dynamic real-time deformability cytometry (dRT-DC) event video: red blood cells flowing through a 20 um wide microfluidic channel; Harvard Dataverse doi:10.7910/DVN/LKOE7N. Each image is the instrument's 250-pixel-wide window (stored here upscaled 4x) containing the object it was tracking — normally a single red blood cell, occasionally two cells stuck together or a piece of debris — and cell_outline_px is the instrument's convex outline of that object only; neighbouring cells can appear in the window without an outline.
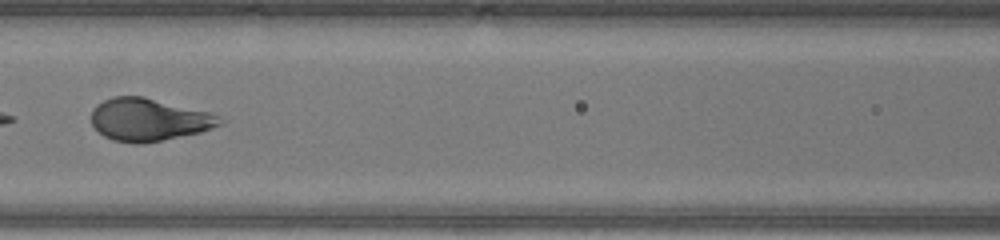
{"species": "human", "species_latin": "Homo sapiens", "temperature_condition": "warm", "stored_images_in_passage": 45, "segment_of_instrument_passage": [2, 2], "camera_frame_rate_fps": 3000, "um_per_image_px": 0.085, "donor": {"sex": "male"}, "frame": {"image": 1, "passage_image": 20, "time_ms": 6.333, "image_size_px": [1000, 240], "cell_outline_px": [[228, 120], [224, 124], [200, 132], [140, 144], [132, 144], [112, 140], [104, 136], [92, 124], [92, 108], [96, 104], [112, 96], [144, 96], [212, 112]], "centroid_in_image_um": [12.7, 10.15], "position_along_channel_um": 153.9, "area_um2": 32.31}}
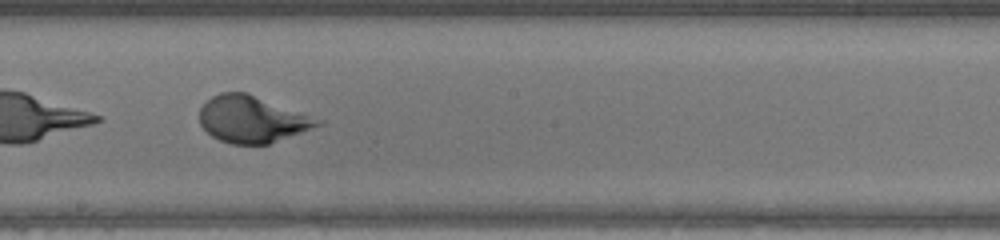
{"frame": {"image": 2, "passage_image": 25, "time_ms": 8.0, "image_size_px": [1000, 240], "cell_outline_px": [[324, 124], [268, 144], [232, 144], [220, 140], [212, 136], [200, 124], [200, 108], [212, 96], [220, 92], [244, 92], [324, 120]], "centroid_in_image_um": [21.43, 10.14], "position_along_channel_um": 226.8, "area_um2": 31.73}}
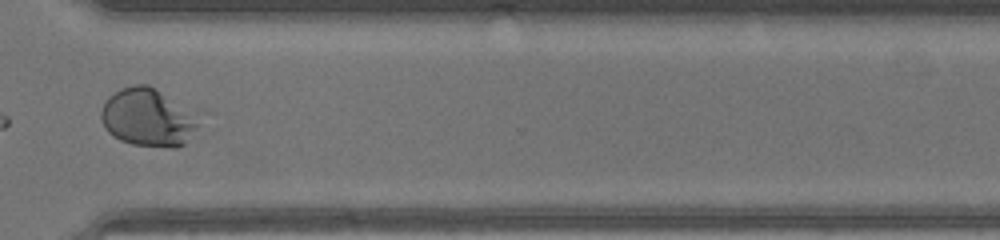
{"frame": {"image": 3, "passage_image": 34, "time_ms": 11.0, "image_size_px": [1000, 240], "cell_outline_px": [[196, 124], [184, 144], [176, 148], [172, 148], [132, 144], [120, 140], [112, 136], [104, 128], [100, 116], [100, 112], [108, 96], [120, 88], [132, 84], [148, 84], [196, 120]], "centroid_in_image_um": [12.38, 10.01], "position_along_channel_um": 358.2, "area_um2": 31.44}}